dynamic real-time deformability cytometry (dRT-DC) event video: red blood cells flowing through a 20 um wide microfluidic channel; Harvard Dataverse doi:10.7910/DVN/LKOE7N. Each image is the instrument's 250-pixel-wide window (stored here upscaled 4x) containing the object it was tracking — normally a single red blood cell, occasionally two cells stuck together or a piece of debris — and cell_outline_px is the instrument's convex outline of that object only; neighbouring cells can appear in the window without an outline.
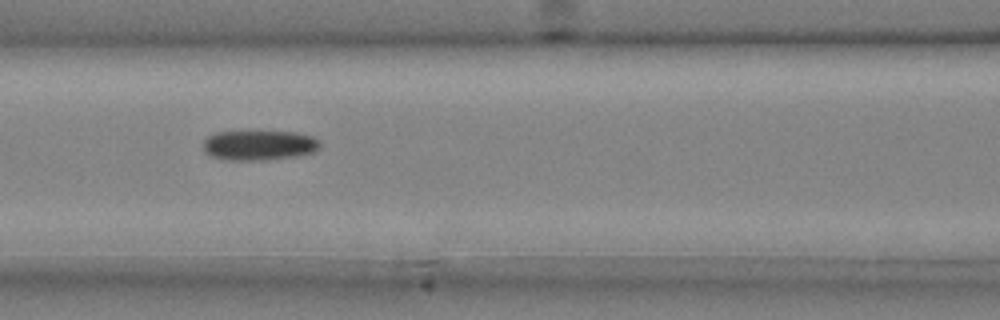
{"species": "common noctule bat (a hibernating species)", "species_latin": "Nyctalus noctula", "temperature_condition": "cold", "stored_images_in_passage": 3, "camera_frame_rate_fps": 3000, "um_per_image_px": 0.085, "animal": {"sex": "male", "body_mass_g": 20.4}, "frame": {"image": 1, "passage_image": 3, "time_ms": 0.667, "image_size_px": [1000, 320], "cell_outline_px": [[320, 148], [316, 152], [296, 156], [268, 160], [228, 160], [212, 156], [204, 152], [204, 140], [208, 136], [216, 132], [296, 132], [312, 136], [320, 140]], "centroid_in_image_um": [22.06, 12.35], "position_along_channel_um": 144.5, "area_um2": 20.46}}